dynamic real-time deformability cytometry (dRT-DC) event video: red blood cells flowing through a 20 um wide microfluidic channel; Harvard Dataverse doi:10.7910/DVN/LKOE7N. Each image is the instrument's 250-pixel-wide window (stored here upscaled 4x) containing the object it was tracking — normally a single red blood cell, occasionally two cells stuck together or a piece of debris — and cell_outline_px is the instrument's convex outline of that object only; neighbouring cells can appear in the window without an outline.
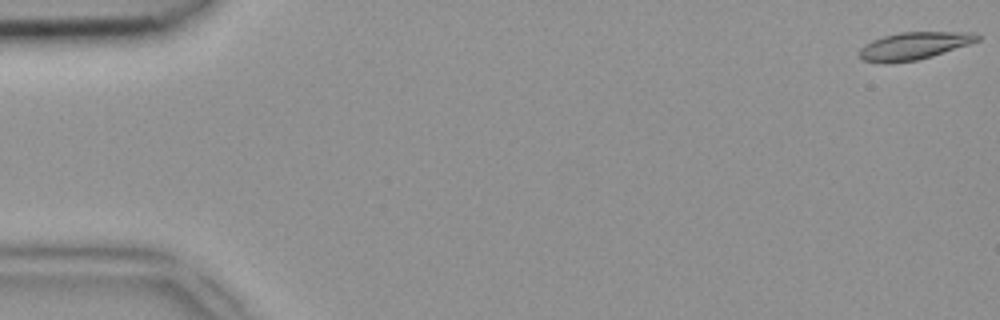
{"species": "common noctule bat (a hibernating species)", "species_latin": "Nyctalus noctula", "temperature_condition": "room temperature", "stored_images_in_passage": 14, "camera_frame_rate_fps": 3000, "um_per_image_px": 0.085, "animal": {"sex": "female", "body_mass_g": 18.4}, "frame": {"image": 1, "passage_image": 1, "time_ms": 0.0, "image_size_px": [1000, 320], "cell_outline_px": [[980, 40], [932, 56], [916, 60], [864, 60], [860, 56], [860, 48], [864, 44], [872, 40], [884, 36], [900, 32], [976, 32], [980, 36]], "centroid_in_image_um": [77.77, 3.83], "position_along_channel_um": 7.2, "area_um2": 18.03}}